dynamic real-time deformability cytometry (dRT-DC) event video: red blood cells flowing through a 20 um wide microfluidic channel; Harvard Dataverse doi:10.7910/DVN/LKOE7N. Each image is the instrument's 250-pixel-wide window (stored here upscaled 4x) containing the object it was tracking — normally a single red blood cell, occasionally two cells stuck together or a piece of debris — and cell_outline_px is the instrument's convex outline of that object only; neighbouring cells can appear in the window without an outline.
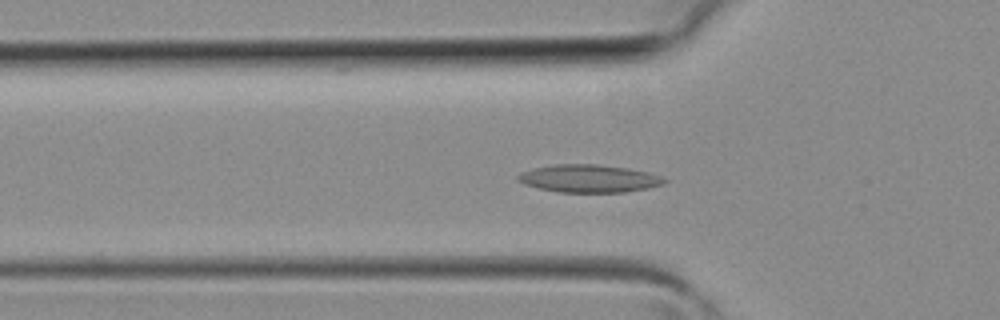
{"species": "common noctule bat (a hibernating species)", "species_latin": "Nyctalus noctula", "temperature_condition": "room temperature", "stored_images_in_passage": 38, "camera_frame_rate_fps": 3000, "um_per_image_px": 0.085, "animal": {"sex": "female", "body_mass_g": 19.3, "forearm_length_mm": 54.1}, "frame": {"image": 1, "passage_image": 12, "time_ms": 3.667, "image_size_px": [1000, 320], "cell_outline_px": [[668, 180], [664, 184], [648, 188], [624, 192], [556, 192], [524, 184], [516, 180], [516, 176], [520, 172], [532, 168], [556, 164], [596, 164], [628, 168], [648, 172], [660, 176]], "centroid_in_image_um": [50.04, 15.17], "position_along_channel_um": 75.8, "area_um2": 23.76}}
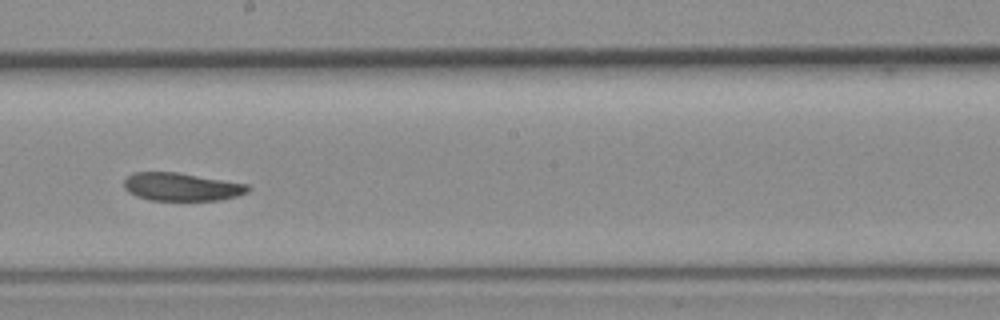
{"frame": {"image": 2, "passage_image": 21, "time_ms": 6.667, "image_size_px": [1000, 320], "cell_outline_px": [[252, 188], [248, 192], [236, 196], [220, 200], [148, 200], [136, 196], [128, 192], [124, 188], [124, 180], [132, 172], [176, 172], [248, 184]], "centroid_in_image_um": [15.42, 15.88], "position_along_channel_um": 232.8, "area_um2": 20.29}}
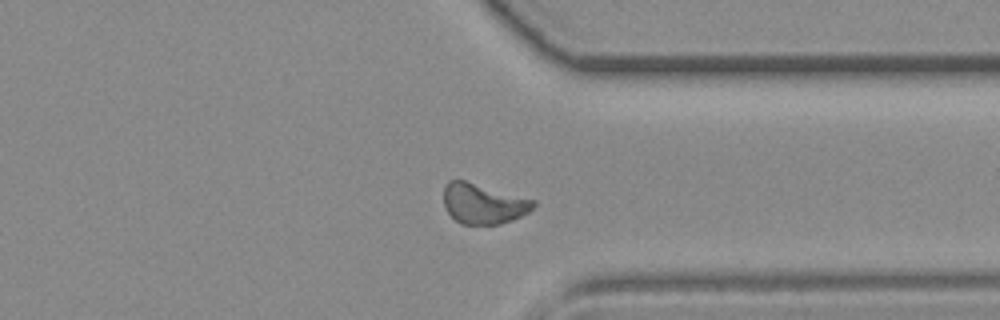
{"frame": {"image": 3, "passage_image": 29, "time_ms": 9.333, "image_size_px": [1000, 320], "cell_outline_px": [[536, 204], [528, 212], [512, 220], [500, 224], [460, 224], [444, 208], [444, 184], [448, 180], [464, 180], [536, 200]], "centroid_in_image_um": [41.06, 17.3], "position_along_channel_um": 370.3, "area_um2": 21.04}}